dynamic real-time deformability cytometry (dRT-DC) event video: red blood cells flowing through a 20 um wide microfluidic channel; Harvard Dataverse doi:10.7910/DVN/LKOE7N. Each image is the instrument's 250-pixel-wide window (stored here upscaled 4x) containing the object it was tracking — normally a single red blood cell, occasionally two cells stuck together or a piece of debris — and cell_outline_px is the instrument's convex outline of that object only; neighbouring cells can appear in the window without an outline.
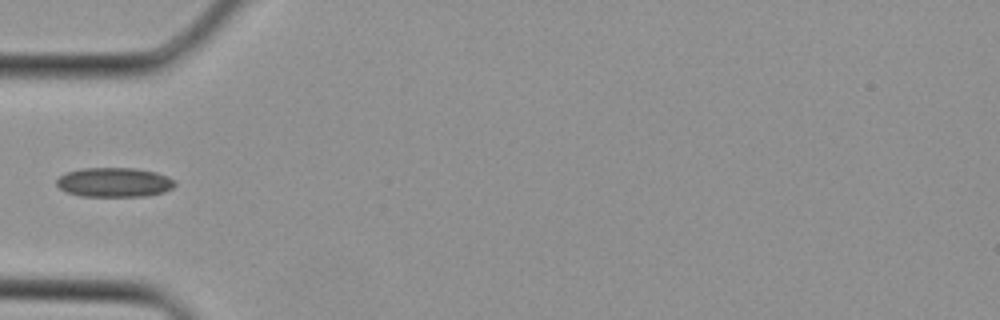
{"species": "Egyptian fruit bat (a non-hibernating species)", "species_latin": "Rousettus aegyptiacus", "temperature_condition": "cold", "stored_images_in_passage": 3, "camera_frame_rate_fps": 3000, "um_per_image_px": 0.085, "animal": {"sex": "female"}, "frame": {"image": 1, "passage_image": 3, "time_ms": 0.667, "image_size_px": [1000, 320], "cell_outline_px": [[176, 184], [172, 188], [164, 192], [144, 196], [80, 196], [68, 192], [60, 188], [56, 184], [56, 180], [64, 172], [84, 168], [136, 168], [156, 172], [168, 176]], "centroid_in_image_um": [9.7, 15.49], "position_along_channel_um": 75.3, "area_um2": 20.29}}